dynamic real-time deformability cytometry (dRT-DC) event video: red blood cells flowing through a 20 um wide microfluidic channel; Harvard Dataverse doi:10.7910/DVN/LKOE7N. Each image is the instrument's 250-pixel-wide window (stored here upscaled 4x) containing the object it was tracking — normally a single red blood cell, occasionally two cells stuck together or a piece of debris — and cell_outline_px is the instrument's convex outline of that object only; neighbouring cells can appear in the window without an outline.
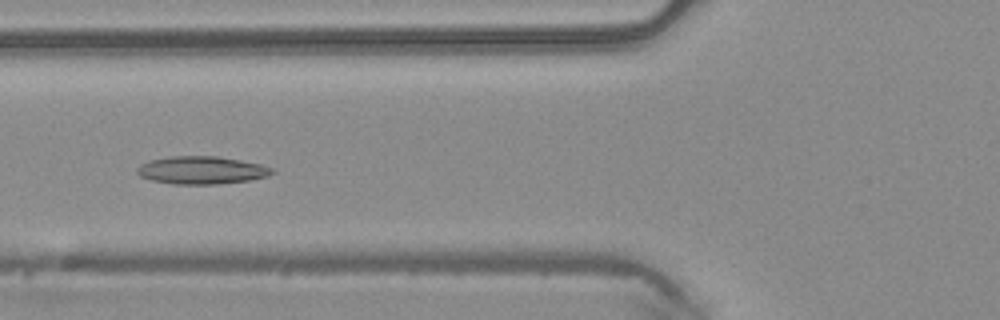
{"species": "common noctule bat (a hibernating species)", "species_latin": "Nyctalus noctula", "temperature_condition": "warm", "stored_images_in_passage": 48, "camera_frame_rate_fps": 3000, "um_per_image_px": 0.085, "animal": {"sex": "male", "body_mass_g": 20.4}, "frame": {"image": 1, "passage_image": 18, "time_ms": 5.667, "image_size_px": [1000, 320], "cell_outline_px": [[276, 172], [268, 176], [252, 180], [216, 184], [172, 184], [152, 180], [140, 176], [136, 172], [136, 168], [140, 164], [148, 160], [168, 156], [216, 156], [240, 160], [260, 164], [276, 168]], "centroid_in_image_um": [17.15, 14.46], "position_along_channel_um": 108.6, "area_um2": 22.14}}
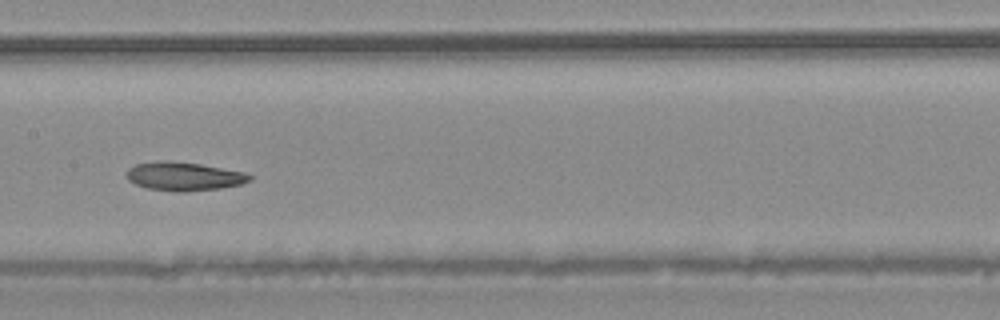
{"frame": {"image": 2, "passage_image": 24, "time_ms": 7.667, "image_size_px": [1000, 320], "cell_outline_px": [[252, 180], [240, 184], [220, 188], [184, 192], [176, 192], [148, 188], [136, 184], [128, 180], [128, 168], [136, 164], [160, 160], [168, 160], [200, 164], [244, 172], [252, 176]], "centroid_in_image_um": [15.64, 14.99], "position_along_channel_um": 191.8, "area_um2": 20.4}}
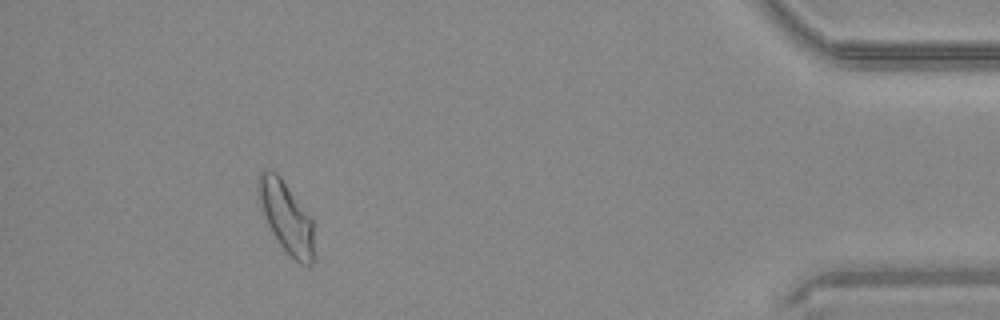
{"frame": {"image": 3, "passage_image": 44, "time_ms": 14.333, "image_size_px": [1000, 320], "cell_outline_px": [[312, 264], [300, 264], [280, 244], [272, 232], [268, 224], [256, 196], [256, 180], [260, 172], [264, 168], [268, 168], [276, 172], [280, 176], [312, 216]], "centroid_in_image_um": [24.27, 18.33], "position_along_channel_um": 410.9, "area_um2": 23.12}, "authors_computed_cell_mechanics": {"area_um2": 22.0507, "velocity_mm_per_s": 4.1421, "shape_relaxation_time_tau1_ms": null, "shape_relaxation_time_tau2_ms": 5.2861, "deformation_change_tau1": null, "deformation_change_tau2": 0.1137}}